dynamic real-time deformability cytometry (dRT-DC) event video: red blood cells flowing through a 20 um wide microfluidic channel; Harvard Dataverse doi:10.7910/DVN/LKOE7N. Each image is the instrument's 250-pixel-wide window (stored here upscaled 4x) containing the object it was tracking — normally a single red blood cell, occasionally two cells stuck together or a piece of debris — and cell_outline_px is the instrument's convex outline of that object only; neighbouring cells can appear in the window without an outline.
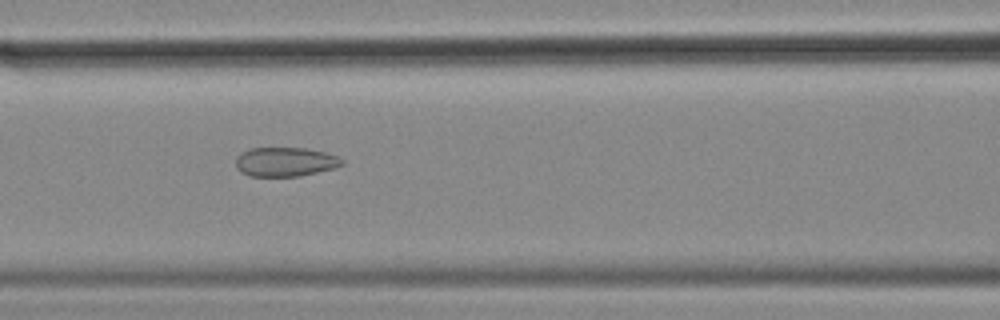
{"species": "common noctule bat (a hibernating species)", "species_latin": "Nyctalus noctula", "temperature_condition": "cold", "stored_images_in_passage": 57, "camera_frame_rate_fps": 3000, "um_per_image_px": 0.085, "animal": {"sex": "female", "body_mass_g": 18.4}, "frame": {"image": 1, "passage_image": 24, "time_ms": 7.667, "image_size_px": [1000, 320], "cell_outline_px": [[344, 164], [336, 168], [300, 176], [248, 176], [240, 172], [236, 168], [236, 156], [240, 152], [248, 148], [304, 148], [324, 152], [340, 156], [344, 160]], "centroid_in_image_um": [24.24, 13.76], "position_along_channel_um": 142.4, "area_um2": 18.38}}
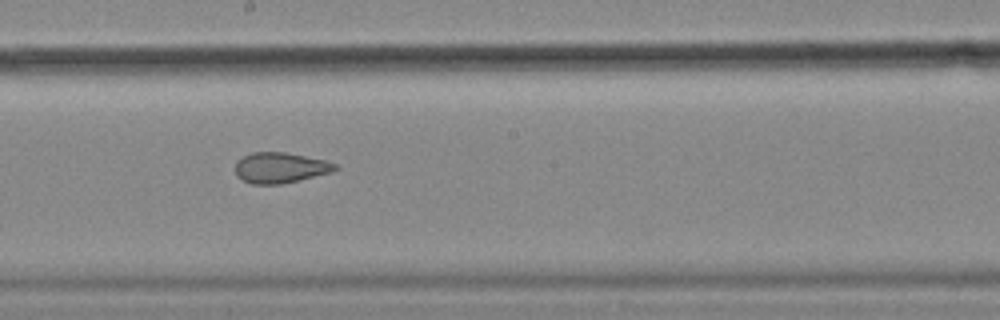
{"frame": {"image": 2, "passage_image": 31, "time_ms": 10.0, "image_size_px": [1000, 320], "cell_outline_px": [[340, 168], [332, 172], [280, 184], [252, 184], [236, 176], [236, 160], [252, 152], [284, 152], [324, 160], [336, 164]], "centroid_in_image_um": [23.81, 14.25], "position_along_channel_um": 224.4, "area_um2": 17.63}}
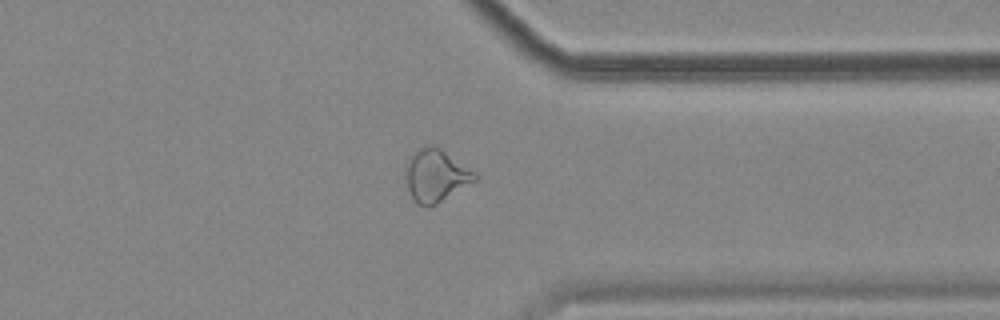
{"frame": {"image": 3, "passage_image": 44, "time_ms": 14.333, "image_size_px": [1000, 320], "cell_outline_px": [[480, 176], [476, 180], [436, 204], [416, 204], [408, 188], [404, 168], [408, 156], [424, 144], [436, 144], [476, 172]], "centroid_in_image_um": [37.04, 14.84], "position_along_channel_um": 374.4, "area_um2": 21.39}, "authors_computed_cell_mechanics": {"area_um2": 22.7154, "velocity_mm_per_s": 3.533, "shape_relaxation_time_tau1_ms": null, "shape_relaxation_time_tau2_ms": 1.7787, "deformation_change_tau1": null, "deformation_change_tau2": 0.0922}}